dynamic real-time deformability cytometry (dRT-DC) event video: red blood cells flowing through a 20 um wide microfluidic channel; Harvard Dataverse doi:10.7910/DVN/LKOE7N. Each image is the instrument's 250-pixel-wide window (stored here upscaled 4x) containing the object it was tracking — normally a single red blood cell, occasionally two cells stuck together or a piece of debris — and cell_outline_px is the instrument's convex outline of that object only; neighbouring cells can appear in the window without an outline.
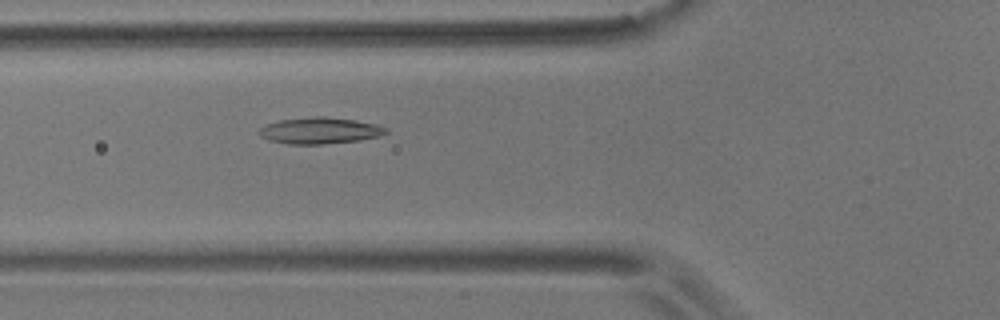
{"species": "common noctule bat (a hibernating species)", "species_latin": "Nyctalus noctula", "temperature_condition": "room temperature", "stored_images_in_passage": 27, "camera_frame_rate_fps": 3000, "um_per_image_px": 0.085, "animal": {"sex": "male", "body_mass_g": 17.9}, "frame": {"image": 1, "passage_image": 6, "time_ms": 1.667, "image_size_px": [1000, 320], "cell_outline_px": [[388, 132], [380, 136], [360, 140], [320, 144], [288, 144], [272, 140], [260, 136], [256, 132], [260, 128], [268, 124], [280, 120], [316, 116], [324, 116], [356, 120], [376, 124], [388, 128]], "centroid_in_image_um": [27.21, 11.09], "position_along_channel_um": 98.6, "area_um2": 19.42}}
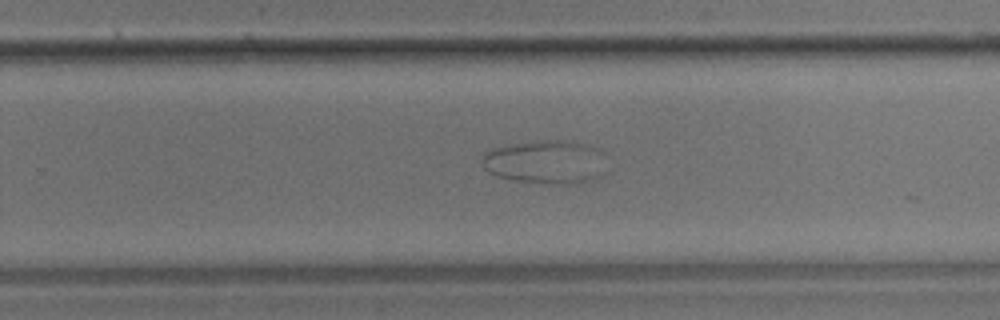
{"frame": {"image": 2, "passage_image": 17, "time_ms": 5.333, "image_size_px": [1000, 320], "cell_outline_px": [[604, 152], [600, 176], [588, 180], [572, 184], [540, 184], [516, 180], [496, 176], [488, 172], [484, 168], [480, 160], [484, 152], [492, 148], [540, 140], [572, 140], [600, 148]], "centroid_in_image_um": [46.34, 13.76], "position_along_channel_um": 283.5, "area_um2": 31.79}}
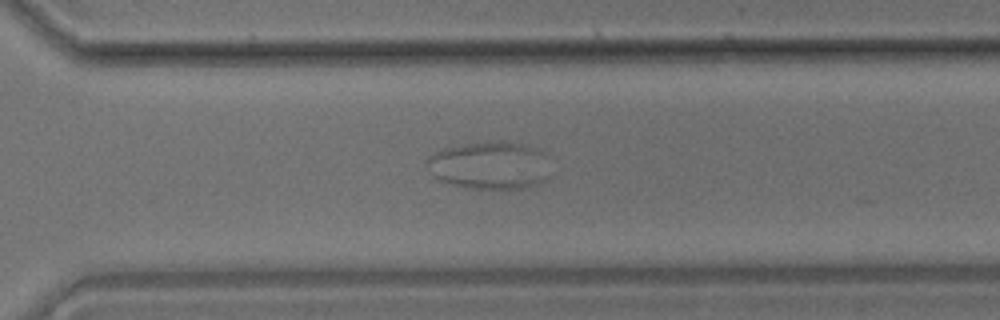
{"frame": {"image": 3, "passage_image": 21, "time_ms": 6.667, "image_size_px": [1000, 320], "cell_outline_px": [[552, 180], [524, 188], [472, 188], [452, 184], [440, 180], [428, 172], [424, 164], [428, 156], [444, 148], [468, 144], [500, 140], [520, 144], [536, 148], [544, 152], [552, 176]], "centroid_in_image_um": [41.67, 14.06], "position_along_channel_um": 328.9, "area_um2": 34.74}}